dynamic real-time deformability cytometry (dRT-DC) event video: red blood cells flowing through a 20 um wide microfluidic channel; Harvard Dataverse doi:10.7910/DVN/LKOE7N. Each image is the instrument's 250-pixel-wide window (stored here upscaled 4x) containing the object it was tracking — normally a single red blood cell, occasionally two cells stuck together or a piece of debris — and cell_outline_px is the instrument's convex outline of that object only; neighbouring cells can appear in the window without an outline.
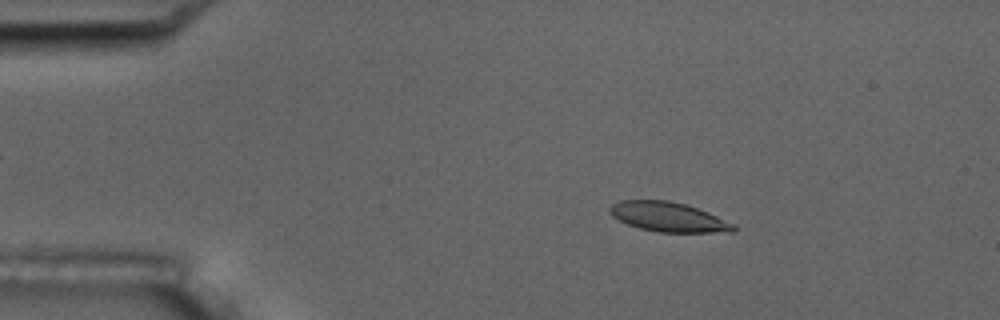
{"species": "common noctule bat (a hibernating species)", "species_latin": "Nyctalus noctula", "temperature_condition": "room temperature", "stored_images_in_passage": 4, "camera_frame_rate_fps": 3000, "um_per_image_px": 0.085, "animal": {"sex": "male", "body_mass_g": 17.5, "forearm_length_mm": 52.3}, "frame": {"image": 1, "passage_image": 2, "time_ms": 1.0, "image_size_px": [1000, 320], "cell_outline_px": [[736, 232], [660, 232], [640, 228], [628, 224], [612, 216], [608, 208], [612, 204], [620, 200], [668, 200], [684, 204], [708, 212], [736, 224]], "centroid_in_image_um": [56.84, 18.44], "position_along_channel_um": 28.2, "area_um2": 21.27}}